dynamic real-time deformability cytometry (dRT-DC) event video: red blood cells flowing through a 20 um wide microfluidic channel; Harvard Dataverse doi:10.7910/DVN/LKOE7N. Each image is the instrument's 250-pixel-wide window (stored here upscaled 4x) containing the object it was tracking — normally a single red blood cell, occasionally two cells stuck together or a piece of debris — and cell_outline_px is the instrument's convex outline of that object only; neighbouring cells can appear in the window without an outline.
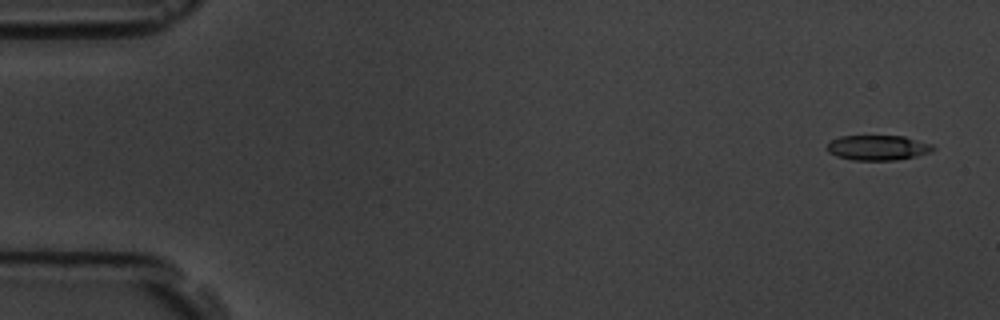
{"species": "common noctule bat (a hibernating species)", "species_latin": "Nyctalus noctula", "temperature_condition": "room temperature", "stored_images_in_passage": 5, "camera_frame_rate_fps": 3000, "um_per_image_px": 0.085, "animal": {"sex": "male", "body_mass_g": 19.5, "forearm_length_mm": 54.6}, "frame": {"image": 1, "passage_image": 1, "time_ms": 0.0, "image_size_px": [1000, 320], "cell_outline_px": [[936, 148], [932, 152], [916, 156], [896, 160], [852, 160], [836, 156], [828, 152], [828, 144], [832, 140], [840, 136], [904, 136], [932, 144]], "centroid_in_image_um": [74.64, 12.56], "position_along_channel_um": 10.4, "area_um2": 15.49}}
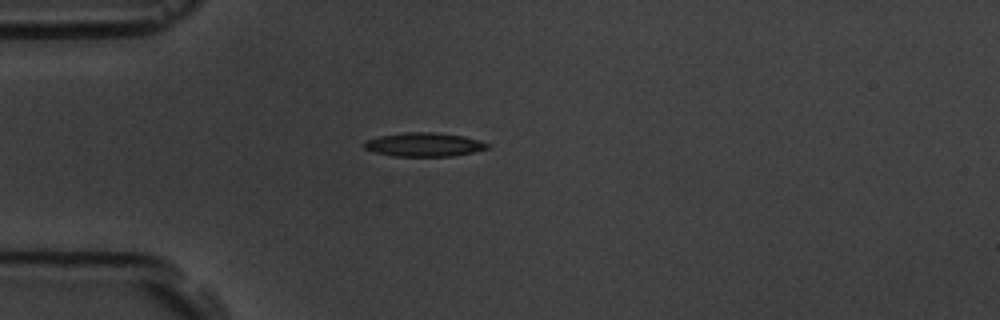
{"frame": {"image": 2, "passage_image": 4, "time_ms": 4.333, "image_size_px": [1000, 320], "cell_outline_px": [[492, 144], [488, 148], [472, 152], [452, 156], [392, 156], [376, 152], [364, 148], [364, 140], [380, 136], [408, 132], [432, 132], [464, 136], [480, 140]], "centroid_in_image_um": [36.07, 12.29], "position_along_channel_um": 48.9, "area_um2": 17.05}}